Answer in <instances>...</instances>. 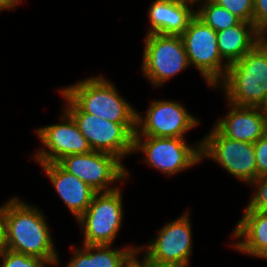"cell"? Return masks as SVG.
<instances>
[{
  "label": "cell",
  "mask_w": 267,
  "mask_h": 267,
  "mask_svg": "<svg viewBox=\"0 0 267 267\" xmlns=\"http://www.w3.org/2000/svg\"><path fill=\"white\" fill-rule=\"evenodd\" d=\"M50 230L43 211L36 205L18 196L6 200L4 248L60 267L59 251Z\"/></svg>",
  "instance_id": "6da1fadb"
},
{
  "label": "cell",
  "mask_w": 267,
  "mask_h": 267,
  "mask_svg": "<svg viewBox=\"0 0 267 267\" xmlns=\"http://www.w3.org/2000/svg\"><path fill=\"white\" fill-rule=\"evenodd\" d=\"M83 113L124 125L136 132V109L104 75L89 76L59 88Z\"/></svg>",
  "instance_id": "7a4b0ae2"
},
{
  "label": "cell",
  "mask_w": 267,
  "mask_h": 267,
  "mask_svg": "<svg viewBox=\"0 0 267 267\" xmlns=\"http://www.w3.org/2000/svg\"><path fill=\"white\" fill-rule=\"evenodd\" d=\"M216 89L223 90L225 102L242 107H259L267 93V42L261 40L231 64Z\"/></svg>",
  "instance_id": "3957f363"
},
{
  "label": "cell",
  "mask_w": 267,
  "mask_h": 267,
  "mask_svg": "<svg viewBox=\"0 0 267 267\" xmlns=\"http://www.w3.org/2000/svg\"><path fill=\"white\" fill-rule=\"evenodd\" d=\"M189 144L183 138L134 136L133 155L143 154L142 161L148 166L172 177L202 162L201 139Z\"/></svg>",
  "instance_id": "277c9868"
},
{
  "label": "cell",
  "mask_w": 267,
  "mask_h": 267,
  "mask_svg": "<svg viewBox=\"0 0 267 267\" xmlns=\"http://www.w3.org/2000/svg\"><path fill=\"white\" fill-rule=\"evenodd\" d=\"M58 92L63 98L62 108L73 118L93 151L112 154L122 162L133 155L134 135L124 125L83 113L60 89Z\"/></svg>",
  "instance_id": "5b68a950"
},
{
  "label": "cell",
  "mask_w": 267,
  "mask_h": 267,
  "mask_svg": "<svg viewBox=\"0 0 267 267\" xmlns=\"http://www.w3.org/2000/svg\"><path fill=\"white\" fill-rule=\"evenodd\" d=\"M123 189L99 192L88 209L76 220L83 234L82 244L114 245L124 220Z\"/></svg>",
  "instance_id": "8992f818"
},
{
  "label": "cell",
  "mask_w": 267,
  "mask_h": 267,
  "mask_svg": "<svg viewBox=\"0 0 267 267\" xmlns=\"http://www.w3.org/2000/svg\"><path fill=\"white\" fill-rule=\"evenodd\" d=\"M144 39L140 68L151 87L161 88L190 67L181 35L148 34Z\"/></svg>",
  "instance_id": "52a82bcc"
},
{
  "label": "cell",
  "mask_w": 267,
  "mask_h": 267,
  "mask_svg": "<svg viewBox=\"0 0 267 267\" xmlns=\"http://www.w3.org/2000/svg\"><path fill=\"white\" fill-rule=\"evenodd\" d=\"M189 64L200 73L208 88H214L225 78L228 65L222 60L217 32L196 15L181 35Z\"/></svg>",
  "instance_id": "ba28073f"
},
{
  "label": "cell",
  "mask_w": 267,
  "mask_h": 267,
  "mask_svg": "<svg viewBox=\"0 0 267 267\" xmlns=\"http://www.w3.org/2000/svg\"><path fill=\"white\" fill-rule=\"evenodd\" d=\"M57 163L97 193L114 191L119 188L118 182L123 185L131 177L124 162L105 152L92 150L85 154H72L62 157Z\"/></svg>",
  "instance_id": "9c48e42d"
},
{
  "label": "cell",
  "mask_w": 267,
  "mask_h": 267,
  "mask_svg": "<svg viewBox=\"0 0 267 267\" xmlns=\"http://www.w3.org/2000/svg\"><path fill=\"white\" fill-rule=\"evenodd\" d=\"M216 162L235 177L249 184L257 178V164L253 143L223 136L214 126L201 138V161Z\"/></svg>",
  "instance_id": "30bf717a"
},
{
  "label": "cell",
  "mask_w": 267,
  "mask_h": 267,
  "mask_svg": "<svg viewBox=\"0 0 267 267\" xmlns=\"http://www.w3.org/2000/svg\"><path fill=\"white\" fill-rule=\"evenodd\" d=\"M199 120L179 101L154 99L145 114L136 109L134 136L185 139L186 133L200 125Z\"/></svg>",
  "instance_id": "8fae6325"
},
{
  "label": "cell",
  "mask_w": 267,
  "mask_h": 267,
  "mask_svg": "<svg viewBox=\"0 0 267 267\" xmlns=\"http://www.w3.org/2000/svg\"><path fill=\"white\" fill-rule=\"evenodd\" d=\"M190 214V209L187 208L175 220L165 222L155 237L149 239L146 245H138V248L153 261L190 267L193 251Z\"/></svg>",
  "instance_id": "7c38bea8"
},
{
  "label": "cell",
  "mask_w": 267,
  "mask_h": 267,
  "mask_svg": "<svg viewBox=\"0 0 267 267\" xmlns=\"http://www.w3.org/2000/svg\"><path fill=\"white\" fill-rule=\"evenodd\" d=\"M60 122L37 127L34 131L42 144L31 156L34 162L55 163L64 156L92 151L73 118L61 109Z\"/></svg>",
  "instance_id": "4fadbf2b"
},
{
  "label": "cell",
  "mask_w": 267,
  "mask_h": 267,
  "mask_svg": "<svg viewBox=\"0 0 267 267\" xmlns=\"http://www.w3.org/2000/svg\"><path fill=\"white\" fill-rule=\"evenodd\" d=\"M226 103L229 110L213 125L223 136L255 143L267 132V117L258 107H242Z\"/></svg>",
  "instance_id": "5bb4252c"
},
{
  "label": "cell",
  "mask_w": 267,
  "mask_h": 267,
  "mask_svg": "<svg viewBox=\"0 0 267 267\" xmlns=\"http://www.w3.org/2000/svg\"><path fill=\"white\" fill-rule=\"evenodd\" d=\"M39 165L61 201L77 220L88 209L97 192L73 174L65 171L57 162L39 163Z\"/></svg>",
  "instance_id": "9a60e30c"
},
{
  "label": "cell",
  "mask_w": 267,
  "mask_h": 267,
  "mask_svg": "<svg viewBox=\"0 0 267 267\" xmlns=\"http://www.w3.org/2000/svg\"><path fill=\"white\" fill-rule=\"evenodd\" d=\"M147 12L146 35H182L195 16V6L182 0H153Z\"/></svg>",
  "instance_id": "2e32d148"
},
{
  "label": "cell",
  "mask_w": 267,
  "mask_h": 267,
  "mask_svg": "<svg viewBox=\"0 0 267 267\" xmlns=\"http://www.w3.org/2000/svg\"><path fill=\"white\" fill-rule=\"evenodd\" d=\"M229 246L239 253L255 258L267 246V211L245 209L232 228Z\"/></svg>",
  "instance_id": "e0dca14e"
},
{
  "label": "cell",
  "mask_w": 267,
  "mask_h": 267,
  "mask_svg": "<svg viewBox=\"0 0 267 267\" xmlns=\"http://www.w3.org/2000/svg\"><path fill=\"white\" fill-rule=\"evenodd\" d=\"M72 245V256L65 267H130L134 250L138 245Z\"/></svg>",
  "instance_id": "ac0fdd59"
},
{
  "label": "cell",
  "mask_w": 267,
  "mask_h": 267,
  "mask_svg": "<svg viewBox=\"0 0 267 267\" xmlns=\"http://www.w3.org/2000/svg\"><path fill=\"white\" fill-rule=\"evenodd\" d=\"M263 34L253 23L240 21L237 25L217 32V45L222 60L230 66L252 50Z\"/></svg>",
  "instance_id": "d6986e66"
},
{
  "label": "cell",
  "mask_w": 267,
  "mask_h": 267,
  "mask_svg": "<svg viewBox=\"0 0 267 267\" xmlns=\"http://www.w3.org/2000/svg\"><path fill=\"white\" fill-rule=\"evenodd\" d=\"M196 8L195 15L216 32L233 27L241 21L212 0L202 2Z\"/></svg>",
  "instance_id": "ffe728a7"
},
{
  "label": "cell",
  "mask_w": 267,
  "mask_h": 267,
  "mask_svg": "<svg viewBox=\"0 0 267 267\" xmlns=\"http://www.w3.org/2000/svg\"><path fill=\"white\" fill-rule=\"evenodd\" d=\"M51 267V265L38 257L16 253L3 248L0 251V267Z\"/></svg>",
  "instance_id": "44dd1931"
},
{
  "label": "cell",
  "mask_w": 267,
  "mask_h": 267,
  "mask_svg": "<svg viewBox=\"0 0 267 267\" xmlns=\"http://www.w3.org/2000/svg\"><path fill=\"white\" fill-rule=\"evenodd\" d=\"M252 191L245 209L267 211V174L257 177L248 184Z\"/></svg>",
  "instance_id": "7402d4cb"
},
{
  "label": "cell",
  "mask_w": 267,
  "mask_h": 267,
  "mask_svg": "<svg viewBox=\"0 0 267 267\" xmlns=\"http://www.w3.org/2000/svg\"><path fill=\"white\" fill-rule=\"evenodd\" d=\"M231 12L241 21L253 23L254 0H212Z\"/></svg>",
  "instance_id": "603a6c76"
},
{
  "label": "cell",
  "mask_w": 267,
  "mask_h": 267,
  "mask_svg": "<svg viewBox=\"0 0 267 267\" xmlns=\"http://www.w3.org/2000/svg\"><path fill=\"white\" fill-rule=\"evenodd\" d=\"M254 145L257 177L267 174V132Z\"/></svg>",
  "instance_id": "cb8c5ba5"
},
{
  "label": "cell",
  "mask_w": 267,
  "mask_h": 267,
  "mask_svg": "<svg viewBox=\"0 0 267 267\" xmlns=\"http://www.w3.org/2000/svg\"><path fill=\"white\" fill-rule=\"evenodd\" d=\"M253 24L263 35L267 32V0H254Z\"/></svg>",
  "instance_id": "d4e9b609"
},
{
  "label": "cell",
  "mask_w": 267,
  "mask_h": 267,
  "mask_svg": "<svg viewBox=\"0 0 267 267\" xmlns=\"http://www.w3.org/2000/svg\"><path fill=\"white\" fill-rule=\"evenodd\" d=\"M140 255H143L141 256L142 257L141 259L139 257ZM130 267H180V266L153 261L137 247L132 254Z\"/></svg>",
  "instance_id": "484cf974"
},
{
  "label": "cell",
  "mask_w": 267,
  "mask_h": 267,
  "mask_svg": "<svg viewBox=\"0 0 267 267\" xmlns=\"http://www.w3.org/2000/svg\"><path fill=\"white\" fill-rule=\"evenodd\" d=\"M5 213H6V201L0 205V251L4 248L5 242Z\"/></svg>",
  "instance_id": "4316f807"
},
{
  "label": "cell",
  "mask_w": 267,
  "mask_h": 267,
  "mask_svg": "<svg viewBox=\"0 0 267 267\" xmlns=\"http://www.w3.org/2000/svg\"><path fill=\"white\" fill-rule=\"evenodd\" d=\"M23 1L24 0H0V13L5 10H15L17 6H20V4L22 5Z\"/></svg>",
  "instance_id": "83f0119b"
},
{
  "label": "cell",
  "mask_w": 267,
  "mask_h": 267,
  "mask_svg": "<svg viewBox=\"0 0 267 267\" xmlns=\"http://www.w3.org/2000/svg\"><path fill=\"white\" fill-rule=\"evenodd\" d=\"M258 108L267 117V93L265 94L264 100L262 101V103Z\"/></svg>",
  "instance_id": "f1b7e54d"
},
{
  "label": "cell",
  "mask_w": 267,
  "mask_h": 267,
  "mask_svg": "<svg viewBox=\"0 0 267 267\" xmlns=\"http://www.w3.org/2000/svg\"><path fill=\"white\" fill-rule=\"evenodd\" d=\"M255 258L267 260V246Z\"/></svg>",
  "instance_id": "f546056e"
},
{
  "label": "cell",
  "mask_w": 267,
  "mask_h": 267,
  "mask_svg": "<svg viewBox=\"0 0 267 267\" xmlns=\"http://www.w3.org/2000/svg\"><path fill=\"white\" fill-rule=\"evenodd\" d=\"M183 2H187V3H190V4H193L194 6L206 1V0H182Z\"/></svg>",
  "instance_id": "4dcf8cb0"
},
{
  "label": "cell",
  "mask_w": 267,
  "mask_h": 267,
  "mask_svg": "<svg viewBox=\"0 0 267 267\" xmlns=\"http://www.w3.org/2000/svg\"><path fill=\"white\" fill-rule=\"evenodd\" d=\"M263 39L267 42V32L263 35Z\"/></svg>",
  "instance_id": "1f68e13d"
}]
</instances>
